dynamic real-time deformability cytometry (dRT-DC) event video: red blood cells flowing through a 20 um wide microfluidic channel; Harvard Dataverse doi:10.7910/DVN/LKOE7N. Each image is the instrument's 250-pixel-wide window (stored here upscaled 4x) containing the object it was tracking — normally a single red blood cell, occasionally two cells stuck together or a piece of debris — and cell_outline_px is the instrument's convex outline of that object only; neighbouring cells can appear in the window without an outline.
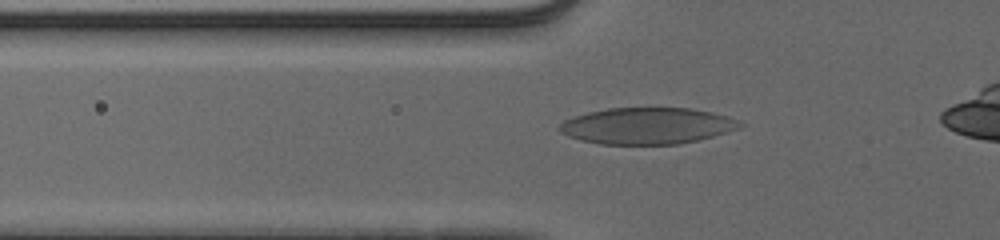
{"species": "human", "species_latin": "Homo sapiens", "temperature_condition": "cold", "stored_images_in_passage": 38, "camera_frame_rate_fps": 3000, "um_per_image_px": 0.085, "donor": {"sex": "male"}, "frame": {"image": 1, "passage_image": 8, "time_ms": 2.333, "image_size_px": [1000, 240], "cell_outline_px": [[744, 124], [740, 128], [712, 136], [696, 140], [676, 144], [600, 144], [580, 140], [568, 136], [560, 132], [556, 128], [564, 120], [588, 112], [608, 108], [692, 108], [712, 112], [728, 116]], "centroid_in_image_um": [54.98, 10.69], "position_along_channel_um": 70.8, "area_um2": 38.21}}
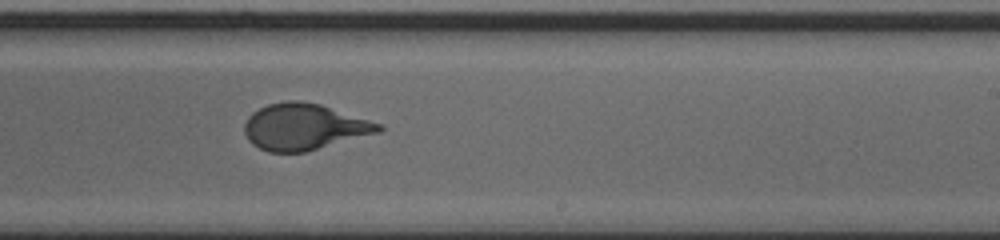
{"frame": {"image": 2, "passage_image": 23, "time_ms": 7.333, "image_size_px": [1000, 240], "cell_outline_px": [[384, 128], [380, 132], [304, 152], [268, 152], [252, 144], [248, 140], [244, 132], [244, 124], [248, 116], [252, 112], [268, 104], [288, 100], [300, 100], [320, 104], [384, 124]], "centroid_in_image_um": [25.85, 10.77], "position_along_channel_um": 263.1, "area_um2": 36.3}}
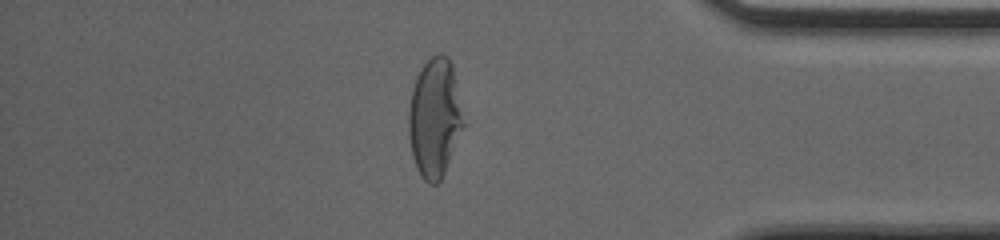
{"frame": {"image": 3, "passage_image": 35, "time_ms": 11.333, "image_size_px": [1000, 240], "cell_outline_px": [[464, 124], [444, 172], [440, 180], [436, 184], [428, 184], [420, 176], [416, 168], [412, 156], [408, 136], [408, 112], [412, 88], [416, 76], [424, 64], [436, 52], [440, 52], [448, 56], [452, 64]], "centroid_in_image_um": [36.91, 10.01], "position_along_channel_um": 398.3, "area_um2": 37.8}}